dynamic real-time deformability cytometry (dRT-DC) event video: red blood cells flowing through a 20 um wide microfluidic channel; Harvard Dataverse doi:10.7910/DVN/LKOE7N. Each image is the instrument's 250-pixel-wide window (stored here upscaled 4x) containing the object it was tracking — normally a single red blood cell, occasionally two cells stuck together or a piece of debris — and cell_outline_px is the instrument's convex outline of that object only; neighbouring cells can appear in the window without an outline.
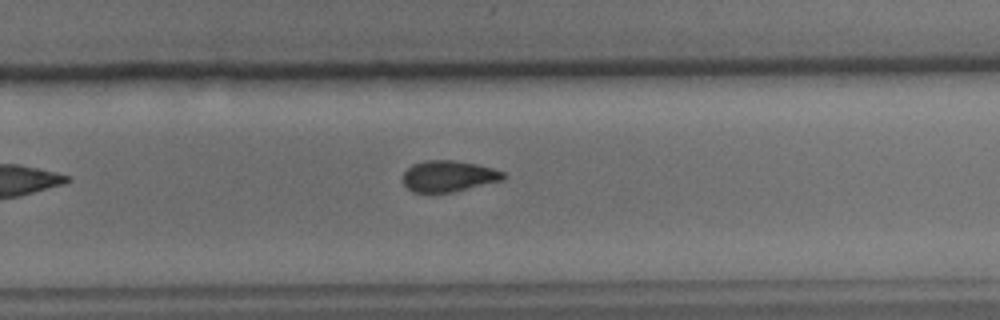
{"species": "common noctule bat (a hibernating species)", "species_latin": "Nyctalus noctula", "temperature_condition": "cold", "stored_images_in_passage": 10, "camera_frame_rate_fps": 3000, "um_per_image_px": 0.085, "animal": {"sex": "male", "body_mass_g": 15.6}, "frame": {"image": 1, "passage_image": 10, "time_ms": 10.667, "image_size_px": [1000, 320], "cell_outline_px": [[504, 180], [452, 192], [412, 192], [404, 184], [404, 172], [412, 164], [424, 160], [452, 160], [476, 164], [492, 168], [504, 172]], "centroid_in_image_um": [38.12, 14.97], "position_along_channel_um": 291.7, "area_um2": 18.09}}